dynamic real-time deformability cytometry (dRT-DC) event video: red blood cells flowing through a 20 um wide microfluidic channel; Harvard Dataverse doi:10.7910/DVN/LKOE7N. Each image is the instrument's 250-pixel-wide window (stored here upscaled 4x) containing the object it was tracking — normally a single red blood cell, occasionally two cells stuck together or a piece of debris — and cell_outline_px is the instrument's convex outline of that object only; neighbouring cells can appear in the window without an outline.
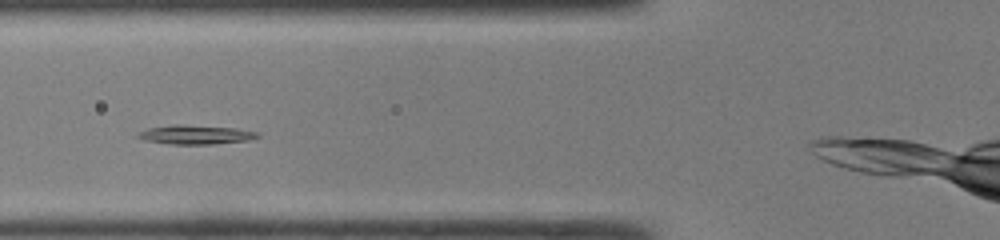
{"species": "common noctule bat (a hibernating species)", "species_latin": "Nyctalus noctula", "temperature_condition": "room temperature", "stored_images_in_passage": 39, "camera_frame_rate_fps": 3000, "um_per_image_px": 0.085, "animal": {"sex": "male", "body_mass_g": 19.0, "forearm_length_mm": 50.8}, "frame": {"image": 1, "passage_image": 9, "time_ms": 2.667, "image_size_px": [1000, 240], "cell_outline_px": [[260, 136], [248, 140], [212, 144], [172, 144], [144, 140], [136, 136], [136, 132], [148, 128], [176, 124], [180, 124], [236, 128], [260, 132]], "centroid_in_image_um": [16.61, 11.44], "position_along_channel_um": 109.2, "area_um2": 13.35}}
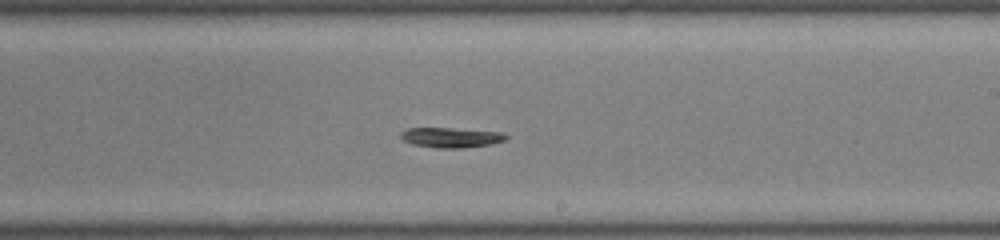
{"frame": {"image": 2, "passage_image": 19, "time_ms": 6.0, "image_size_px": [1000, 240], "cell_outline_px": [[508, 136], [504, 140], [488, 144], [460, 148], [436, 148], [412, 144], [400, 140], [400, 132], [408, 128], [452, 128], [504, 132]], "centroid_in_image_um": [38.28, 11.68], "position_along_channel_um": 250.7, "area_um2": 12.31}}
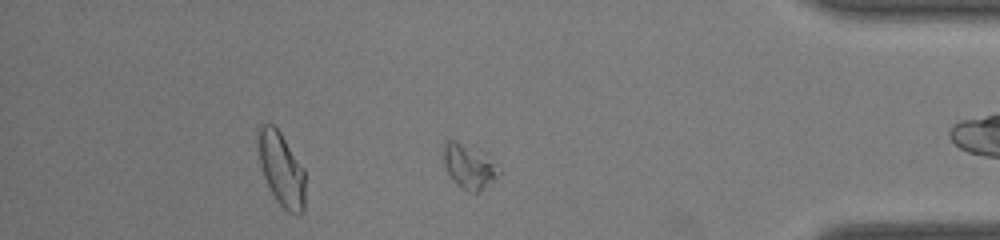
{"frame": {"image": 3, "passage_image": 31, "time_ms": 10.0, "image_size_px": [1000, 240], "cell_outline_px": [[500, 172], [480, 192], [468, 192], [460, 188], [456, 184], [448, 172], [444, 164], [444, 140], [456, 140], [492, 164]], "centroid_in_image_um": [39.75, 14.21], "position_along_channel_um": 395.4, "area_um2": 13.06}, "authors_computed_cell_mechanics": {"area_um2": 13.005, "velocity_mm_per_s": 4.2651, "shape_relaxation_time_tau1_ms": null, "shape_relaxation_time_tau2_ms": 1.5687, "deformation_change_tau1": null, "deformation_change_tau2": 0.0409}}